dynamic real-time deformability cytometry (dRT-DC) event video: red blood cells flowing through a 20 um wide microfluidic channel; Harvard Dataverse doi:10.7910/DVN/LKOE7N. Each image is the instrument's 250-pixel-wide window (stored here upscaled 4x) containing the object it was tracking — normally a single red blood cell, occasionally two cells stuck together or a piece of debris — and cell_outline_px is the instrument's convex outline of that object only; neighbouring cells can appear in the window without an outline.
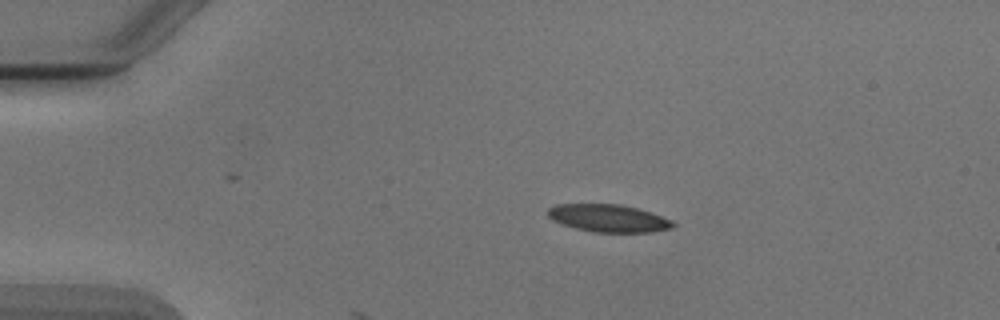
{"species": "Egyptian fruit bat (a non-hibernating species)", "species_latin": "Rousettus aegyptiacus", "temperature_condition": "cold", "stored_images_in_passage": 5, "camera_frame_rate_fps": 3000, "um_per_image_px": 0.085, "animal": {"sex": "male"}, "frame": {"image": 1, "passage_image": 2, "time_ms": 1.333, "image_size_px": [1000, 320], "cell_outline_px": [[676, 224], [672, 228], [652, 232], [592, 232], [576, 228], [552, 220], [548, 216], [548, 208], [556, 204], [620, 204], [636, 208], [672, 220]], "centroid_in_image_um": [51.71, 18.55], "position_along_channel_um": 33.3, "area_um2": 19.94}}
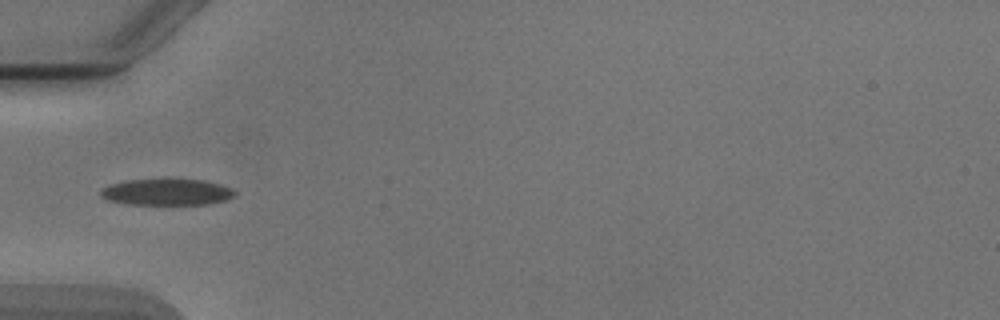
{"frame": {"image": 2, "passage_image": 4, "time_ms": 3.667, "image_size_px": [1000, 320], "cell_outline_px": [[236, 192], [228, 200], [208, 204], [124, 204], [108, 200], [100, 196], [100, 188], [108, 184], [128, 180], [204, 180], [220, 184], [232, 188]], "centroid_in_image_um": [14.14, 16.33], "position_along_channel_um": 70.9, "area_um2": 20.58}}
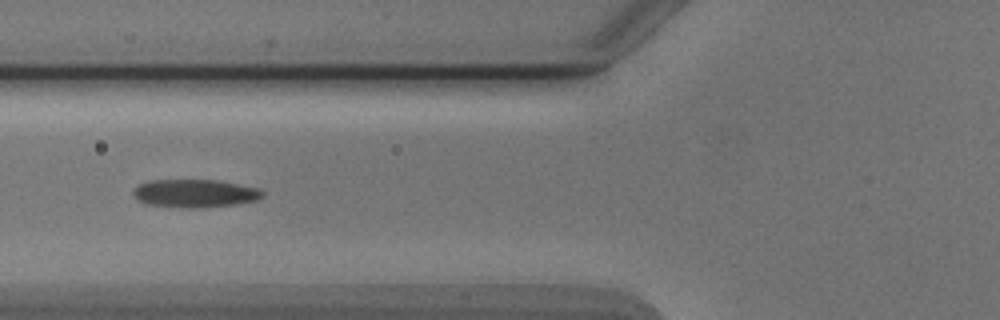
{"frame": {"image": 3, "passage_image": 5, "time_ms": 4.667, "image_size_px": [1000, 320], "cell_outline_px": [[264, 196], [256, 200], [236, 204], [204, 208], [180, 208], [144, 204], [136, 200], [132, 196], [132, 192], [140, 184], [148, 180], [216, 180], [260, 188], [264, 192]], "centroid_in_image_um": [16.54, 16.45], "position_along_channel_um": 109.3, "area_um2": 21.5}}